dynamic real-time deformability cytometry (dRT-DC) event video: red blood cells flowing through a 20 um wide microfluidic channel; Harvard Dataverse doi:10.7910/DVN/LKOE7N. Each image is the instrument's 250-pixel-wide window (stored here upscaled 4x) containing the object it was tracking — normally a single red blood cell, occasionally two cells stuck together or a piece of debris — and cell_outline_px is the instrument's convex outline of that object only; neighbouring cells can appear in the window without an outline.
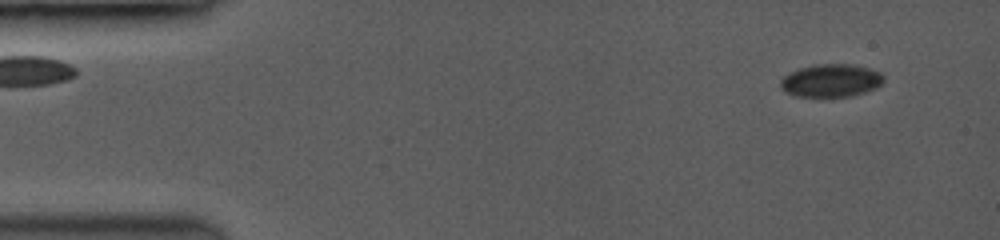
{"species": "common noctule bat (a hibernating species)", "species_latin": "Nyctalus noctula", "temperature_condition": "room temperature", "stored_images_in_passage": 7, "camera_frame_rate_fps": 3500, "um_per_image_px": 0.085, "animal": {"sex": "female", "body_mass_g": 19.0, "forearm_length_mm": 53.3}, "frame": {"image": 1, "passage_image": 1, "time_ms": 0.0, "image_size_px": [1000, 240], "cell_outline_px": [[884, 80], [876, 88], [852, 96], [796, 96], [784, 92], [780, 88], [780, 80], [784, 76], [800, 68], [828, 64], [848, 64], [868, 68], [880, 72], [884, 76]], "centroid_in_image_um": [70.63, 6.86], "position_along_channel_um": 14.4, "area_um2": 19.48}}
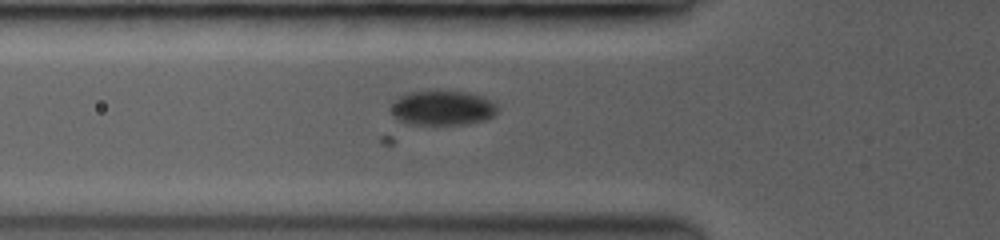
{"frame": {"image": 2, "passage_image": 7, "time_ms": 4.857, "image_size_px": [1000, 240], "cell_outline_px": [[496, 112], [492, 116], [484, 120], [464, 124], [408, 124], [392, 116], [392, 108], [396, 100], [412, 92], [464, 92], [480, 96], [496, 104]], "centroid_in_image_um": [37.62, 9.2], "position_along_channel_um": 88.2, "area_um2": 20.69}}